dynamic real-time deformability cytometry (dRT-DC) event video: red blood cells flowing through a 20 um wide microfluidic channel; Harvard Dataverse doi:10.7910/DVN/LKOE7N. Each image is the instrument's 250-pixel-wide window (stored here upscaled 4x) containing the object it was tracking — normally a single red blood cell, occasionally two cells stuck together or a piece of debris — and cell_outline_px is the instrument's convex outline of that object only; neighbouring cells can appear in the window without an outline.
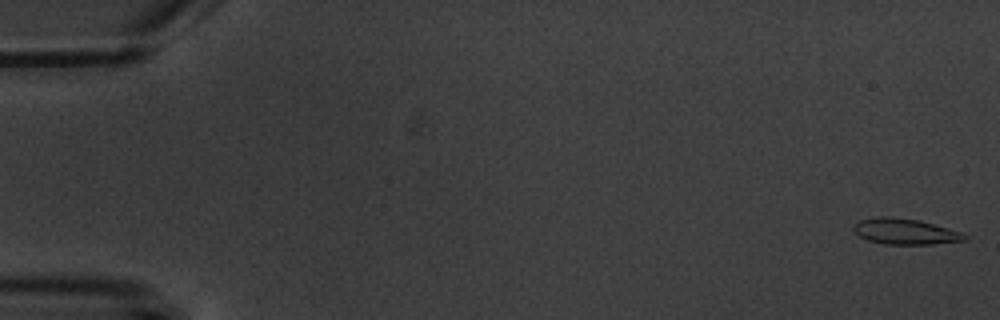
{"species": "common noctule bat (a hibernating species)", "species_latin": "Nyctalus noctula", "temperature_condition": "warm", "stored_images_in_passage": 9, "camera_frame_rate_fps": 3000, "um_per_image_px": 0.085, "animal": {"sex": "male", "body_mass_g": 20.1, "forearm_length_mm": 53.5}, "frame": {"image": 1, "passage_image": 1, "time_ms": 0.0, "image_size_px": [1000, 320], "cell_outline_px": [[968, 240], [932, 244], [884, 244], [868, 240], [860, 236], [852, 228], [860, 220], [876, 216], [892, 216], [920, 220], [964, 232], [968, 236]], "centroid_in_image_um": [76.99, 19.67], "position_along_channel_um": 8.0, "area_um2": 16.88}}
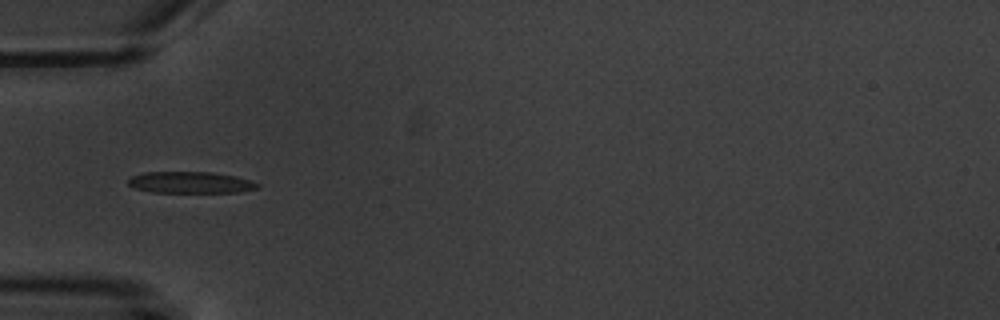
{"frame": {"image": 2, "passage_image": 6, "time_ms": 6.0, "image_size_px": [1000, 320], "cell_outline_px": [[260, 188], [240, 192], [152, 192], [132, 188], [128, 184], [128, 180], [132, 176], [144, 172], [212, 172], [236, 176], [252, 180], [260, 184]], "centroid_in_image_um": [16.22, 15.51], "position_along_channel_um": 68.8, "area_um2": 16.36}}
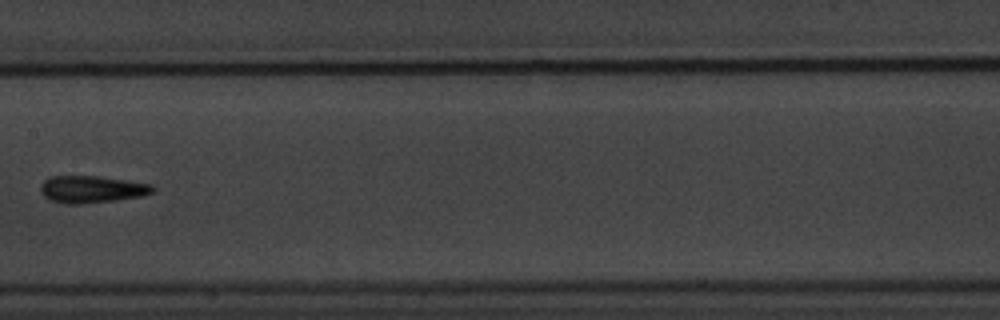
{"frame": {"image": 3, "passage_image": 9, "time_ms": 9.667, "image_size_px": [1000, 320], "cell_outline_px": [[156, 188], [152, 192], [140, 196], [116, 200], [80, 204], [64, 204], [48, 200], [40, 192], [40, 184], [48, 176], [100, 176], [152, 184]], "centroid_in_image_um": [7.75, 16.09], "position_along_channel_um": 199.7, "area_um2": 17.92}}